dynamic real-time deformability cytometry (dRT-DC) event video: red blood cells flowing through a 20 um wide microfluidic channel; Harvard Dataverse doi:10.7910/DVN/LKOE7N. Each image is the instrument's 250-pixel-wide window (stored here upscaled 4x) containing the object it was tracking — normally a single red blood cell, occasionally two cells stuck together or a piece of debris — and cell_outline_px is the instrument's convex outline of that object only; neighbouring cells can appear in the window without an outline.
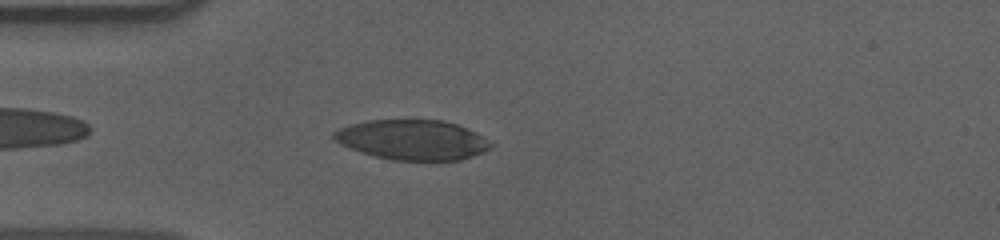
{"species": "human", "species_latin": "Homo sapiens", "temperature_condition": "cold", "stored_images_in_passage": 42, "camera_frame_rate_fps": 3000, "um_per_image_px": 0.085, "donor": {"sex": "male"}, "frame": {"image": 1, "passage_image": 4, "time_ms": 1.0, "image_size_px": [1000, 240], "cell_outline_px": [[492, 144], [484, 152], [460, 160], [428, 164], [392, 160], [376, 156], [340, 144], [332, 136], [332, 132], [336, 128], [368, 120], [444, 120], [456, 124], [476, 132]], "centroid_in_image_um": [35.07, 11.92], "position_along_channel_um": 49.9, "area_um2": 37.22}}
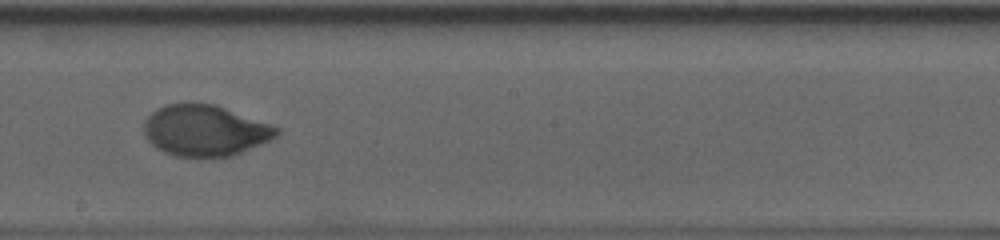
{"frame": {"image": 2, "passage_image": 20, "time_ms": 6.333, "image_size_px": [1000, 240], "cell_outline_px": [[280, 132], [276, 136], [268, 140], [232, 156], [176, 156], [164, 152], [156, 148], [144, 136], [144, 120], [156, 108], [168, 104], [216, 104], [280, 128]], "centroid_in_image_um": [17.39, 11.09], "position_along_channel_um": 230.8, "area_um2": 39.02}}
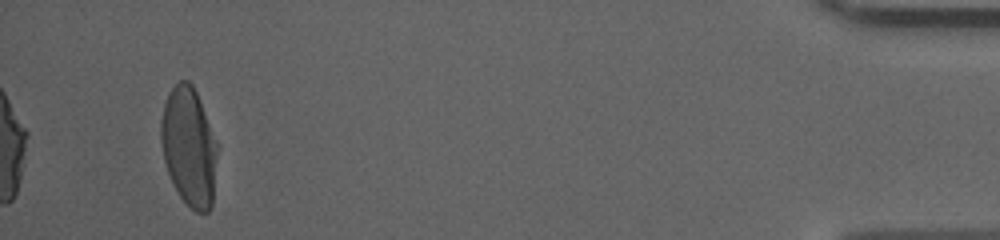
{"frame": {"image": 3, "passage_image": 42, "time_ms": 13.667, "image_size_px": [1000, 240], "cell_outline_px": [[220, 144], [212, 208], [208, 212], [196, 212], [180, 196], [172, 184], [164, 160], [160, 140], [160, 120], [164, 104], [168, 92], [180, 80], [188, 80], [192, 84], [196, 92]], "centroid_in_image_um": [16.1, 12.47], "position_along_channel_um": 419.1, "area_um2": 39.94}, "authors_computed_cell_mechanics": {"area_um2": 39.4196, "velocity_mm_per_s": 3.6035, "shape_relaxation_time_tau1_ms": 4.582, "shape_relaxation_time_tau2_ms": 0.865, "deformation_change_tau1": 0.2034, "deformation_change_tau2": 0.0389}}